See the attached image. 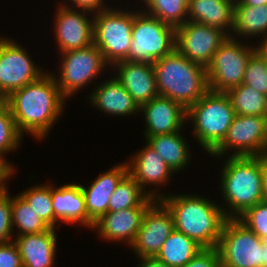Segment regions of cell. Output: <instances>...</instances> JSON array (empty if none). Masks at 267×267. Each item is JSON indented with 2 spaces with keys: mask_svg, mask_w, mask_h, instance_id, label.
Here are the masks:
<instances>
[{
  "mask_svg": "<svg viewBox=\"0 0 267 267\" xmlns=\"http://www.w3.org/2000/svg\"><path fill=\"white\" fill-rule=\"evenodd\" d=\"M65 100L53 73L47 72L38 80L12 92L5 98V104L22 136L25 132L42 140L61 117Z\"/></svg>",
  "mask_w": 267,
  "mask_h": 267,
  "instance_id": "6da1fadb",
  "label": "cell"
},
{
  "mask_svg": "<svg viewBox=\"0 0 267 267\" xmlns=\"http://www.w3.org/2000/svg\"><path fill=\"white\" fill-rule=\"evenodd\" d=\"M160 201L171 212L174 229L193 239L202 248H216L225 221L221 205L203 196L166 194Z\"/></svg>",
  "mask_w": 267,
  "mask_h": 267,
  "instance_id": "7a4b0ae2",
  "label": "cell"
},
{
  "mask_svg": "<svg viewBox=\"0 0 267 267\" xmlns=\"http://www.w3.org/2000/svg\"><path fill=\"white\" fill-rule=\"evenodd\" d=\"M152 64L158 94L186 110L209 90L206 67L191 62L176 49Z\"/></svg>",
  "mask_w": 267,
  "mask_h": 267,
  "instance_id": "3957f363",
  "label": "cell"
},
{
  "mask_svg": "<svg viewBox=\"0 0 267 267\" xmlns=\"http://www.w3.org/2000/svg\"><path fill=\"white\" fill-rule=\"evenodd\" d=\"M221 189L228 219H237L248 208L264 201L261 156H228L222 166ZM228 209V211H227Z\"/></svg>",
  "mask_w": 267,
  "mask_h": 267,
  "instance_id": "277c9868",
  "label": "cell"
},
{
  "mask_svg": "<svg viewBox=\"0 0 267 267\" xmlns=\"http://www.w3.org/2000/svg\"><path fill=\"white\" fill-rule=\"evenodd\" d=\"M235 116L228 95L211 90L186 110L193 135L209 155L223 142Z\"/></svg>",
  "mask_w": 267,
  "mask_h": 267,
  "instance_id": "5b68a950",
  "label": "cell"
},
{
  "mask_svg": "<svg viewBox=\"0 0 267 267\" xmlns=\"http://www.w3.org/2000/svg\"><path fill=\"white\" fill-rule=\"evenodd\" d=\"M222 267H267V241L238 219H227L216 247Z\"/></svg>",
  "mask_w": 267,
  "mask_h": 267,
  "instance_id": "8992f818",
  "label": "cell"
},
{
  "mask_svg": "<svg viewBox=\"0 0 267 267\" xmlns=\"http://www.w3.org/2000/svg\"><path fill=\"white\" fill-rule=\"evenodd\" d=\"M175 50V27L134 10L128 62L153 63Z\"/></svg>",
  "mask_w": 267,
  "mask_h": 267,
  "instance_id": "52a82bcc",
  "label": "cell"
},
{
  "mask_svg": "<svg viewBox=\"0 0 267 267\" xmlns=\"http://www.w3.org/2000/svg\"><path fill=\"white\" fill-rule=\"evenodd\" d=\"M94 14L93 43L105 61L112 67L116 62L126 60L132 41L134 11L111 7Z\"/></svg>",
  "mask_w": 267,
  "mask_h": 267,
  "instance_id": "ba28073f",
  "label": "cell"
},
{
  "mask_svg": "<svg viewBox=\"0 0 267 267\" xmlns=\"http://www.w3.org/2000/svg\"><path fill=\"white\" fill-rule=\"evenodd\" d=\"M243 43L231 34L213 54L206 67L209 90L226 93L243 82L248 59L257 50Z\"/></svg>",
  "mask_w": 267,
  "mask_h": 267,
  "instance_id": "9c48e42d",
  "label": "cell"
},
{
  "mask_svg": "<svg viewBox=\"0 0 267 267\" xmlns=\"http://www.w3.org/2000/svg\"><path fill=\"white\" fill-rule=\"evenodd\" d=\"M61 58L59 78L53 75L66 99L89 85L109 65L94 43L85 48L61 53Z\"/></svg>",
  "mask_w": 267,
  "mask_h": 267,
  "instance_id": "30bf717a",
  "label": "cell"
},
{
  "mask_svg": "<svg viewBox=\"0 0 267 267\" xmlns=\"http://www.w3.org/2000/svg\"><path fill=\"white\" fill-rule=\"evenodd\" d=\"M261 156L267 153V117L236 115L223 142L210 154L219 157ZM229 150V151H228Z\"/></svg>",
  "mask_w": 267,
  "mask_h": 267,
  "instance_id": "8fae6325",
  "label": "cell"
},
{
  "mask_svg": "<svg viewBox=\"0 0 267 267\" xmlns=\"http://www.w3.org/2000/svg\"><path fill=\"white\" fill-rule=\"evenodd\" d=\"M29 55L14 40L0 37V95L4 99L45 74Z\"/></svg>",
  "mask_w": 267,
  "mask_h": 267,
  "instance_id": "7c38bea8",
  "label": "cell"
},
{
  "mask_svg": "<svg viewBox=\"0 0 267 267\" xmlns=\"http://www.w3.org/2000/svg\"><path fill=\"white\" fill-rule=\"evenodd\" d=\"M228 37L220 28L186 21L175 28V49L191 62L207 67Z\"/></svg>",
  "mask_w": 267,
  "mask_h": 267,
  "instance_id": "4fadbf2b",
  "label": "cell"
},
{
  "mask_svg": "<svg viewBox=\"0 0 267 267\" xmlns=\"http://www.w3.org/2000/svg\"><path fill=\"white\" fill-rule=\"evenodd\" d=\"M173 230L174 221L171 212L160 200H155L144 212L131 249L138 258L156 257Z\"/></svg>",
  "mask_w": 267,
  "mask_h": 267,
  "instance_id": "5bb4252c",
  "label": "cell"
},
{
  "mask_svg": "<svg viewBox=\"0 0 267 267\" xmlns=\"http://www.w3.org/2000/svg\"><path fill=\"white\" fill-rule=\"evenodd\" d=\"M91 12L71 9L61 3L55 15V41L61 53L93 44V18ZM92 19V20H90Z\"/></svg>",
  "mask_w": 267,
  "mask_h": 267,
  "instance_id": "9a60e30c",
  "label": "cell"
},
{
  "mask_svg": "<svg viewBox=\"0 0 267 267\" xmlns=\"http://www.w3.org/2000/svg\"><path fill=\"white\" fill-rule=\"evenodd\" d=\"M144 115L146 130L145 139L149 136L175 133L183 130L186 122V109L179 103L164 96H156L140 106Z\"/></svg>",
  "mask_w": 267,
  "mask_h": 267,
  "instance_id": "2e32d148",
  "label": "cell"
},
{
  "mask_svg": "<svg viewBox=\"0 0 267 267\" xmlns=\"http://www.w3.org/2000/svg\"><path fill=\"white\" fill-rule=\"evenodd\" d=\"M129 161L130 162H126L128 173L138 182L142 190L154 200L163 198L164 195L157 193L155 190L149 192L145 190L148 185H166V182L169 181L171 178L170 176L173 174V171L159 154L146 144V146L140 149L138 153L134 154Z\"/></svg>",
  "mask_w": 267,
  "mask_h": 267,
  "instance_id": "e0dca14e",
  "label": "cell"
},
{
  "mask_svg": "<svg viewBox=\"0 0 267 267\" xmlns=\"http://www.w3.org/2000/svg\"><path fill=\"white\" fill-rule=\"evenodd\" d=\"M116 79L140 107L158 96L153 64L122 60L112 65Z\"/></svg>",
  "mask_w": 267,
  "mask_h": 267,
  "instance_id": "ac0fdd59",
  "label": "cell"
},
{
  "mask_svg": "<svg viewBox=\"0 0 267 267\" xmlns=\"http://www.w3.org/2000/svg\"><path fill=\"white\" fill-rule=\"evenodd\" d=\"M148 207H132L119 211H108L102 215L92 227L101 239L109 242L123 241L131 246L137 236L144 212Z\"/></svg>",
  "mask_w": 267,
  "mask_h": 267,
  "instance_id": "d6986e66",
  "label": "cell"
},
{
  "mask_svg": "<svg viewBox=\"0 0 267 267\" xmlns=\"http://www.w3.org/2000/svg\"><path fill=\"white\" fill-rule=\"evenodd\" d=\"M52 206L55 214V228L60 221L67 224L79 223L92 229L94 222L88 217L85 197L80 184H64L54 187L51 184Z\"/></svg>",
  "mask_w": 267,
  "mask_h": 267,
  "instance_id": "ffe728a7",
  "label": "cell"
},
{
  "mask_svg": "<svg viewBox=\"0 0 267 267\" xmlns=\"http://www.w3.org/2000/svg\"><path fill=\"white\" fill-rule=\"evenodd\" d=\"M128 173L127 163L123 162L101 173L90 186L81 185L85 197L88 217L96 222L108 212L109 200L120 180Z\"/></svg>",
  "mask_w": 267,
  "mask_h": 267,
  "instance_id": "44dd1931",
  "label": "cell"
},
{
  "mask_svg": "<svg viewBox=\"0 0 267 267\" xmlns=\"http://www.w3.org/2000/svg\"><path fill=\"white\" fill-rule=\"evenodd\" d=\"M15 238L13 240L19 249L23 267H54L57 249L55 228Z\"/></svg>",
  "mask_w": 267,
  "mask_h": 267,
  "instance_id": "7402d4cb",
  "label": "cell"
},
{
  "mask_svg": "<svg viewBox=\"0 0 267 267\" xmlns=\"http://www.w3.org/2000/svg\"><path fill=\"white\" fill-rule=\"evenodd\" d=\"M88 96L90 103L101 112L114 116H132L139 113L140 107L126 91L123 85L113 76L105 80Z\"/></svg>",
  "mask_w": 267,
  "mask_h": 267,
  "instance_id": "603a6c76",
  "label": "cell"
},
{
  "mask_svg": "<svg viewBox=\"0 0 267 267\" xmlns=\"http://www.w3.org/2000/svg\"><path fill=\"white\" fill-rule=\"evenodd\" d=\"M234 3L226 0H189L187 21L220 28L229 36L233 28Z\"/></svg>",
  "mask_w": 267,
  "mask_h": 267,
  "instance_id": "cb8c5ba5",
  "label": "cell"
},
{
  "mask_svg": "<svg viewBox=\"0 0 267 267\" xmlns=\"http://www.w3.org/2000/svg\"><path fill=\"white\" fill-rule=\"evenodd\" d=\"M145 140L165 161L174 174L186 168L189 164L188 162L191 161L190 150L181 131L149 136Z\"/></svg>",
  "mask_w": 267,
  "mask_h": 267,
  "instance_id": "d4e9b609",
  "label": "cell"
},
{
  "mask_svg": "<svg viewBox=\"0 0 267 267\" xmlns=\"http://www.w3.org/2000/svg\"><path fill=\"white\" fill-rule=\"evenodd\" d=\"M231 33L247 39L251 36L267 38V4L258 6L234 5Z\"/></svg>",
  "mask_w": 267,
  "mask_h": 267,
  "instance_id": "484cf974",
  "label": "cell"
},
{
  "mask_svg": "<svg viewBox=\"0 0 267 267\" xmlns=\"http://www.w3.org/2000/svg\"><path fill=\"white\" fill-rule=\"evenodd\" d=\"M202 249L193 239L174 229L164 241L156 258L170 267H182Z\"/></svg>",
  "mask_w": 267,
  "mask_h": 267,
  "instance_id": "4316f807",
  "label": "cell"
},
{
  "mask_svg": "<svg viewBox=\"0 0 267 267\" xmlns=\"http://www.w3.org/2000/svg\"><path fill=\"white\" fill-rule=\"evenodd\" d=\"M154 201L142 190L138 182L127 173L112 193L108 211H119L132 207H149Z\"/></svg>",
  "mask_w": 267,
  "mask_h": 267,
  "instance_id": "83f0119b",
  "label": "cell"
},
{
  "mask_svg": "<svg viewBox=\"0 0 267 267\" xmlns=\"http://www.w3.org/2000/svg\"><path fill=\"white\" fill-rule=\"evenodd\" d=\"M236 115L267 117V96L241 83L226 92Z\"/></svg>",
  "mask_w": 267,
  "mask_h": 267,
  "instance_id": "f1b7e54d",
  "label": "cell"
},
{
  "mask_svg": "<svg viewBox=\"0 0 267 267\" xmlns=\"http://www.w3.org/2000/svg\"><path fill=\"white\" fill-rule=\"evenodd\" d=\"M11 208L12 228L18 229L15 236L41 233L51 228L19 194L11 197Z\"/></svg>",
  "mask_w": 267,
  "mask_h": 267,
  "instance_id": "f546056e",
  "label": "cell"
},
{
  "mask_svg": "<svg viewBox=\"0 0 267 267\" xmlns=\"http://www.w3.org/2000/svg\"><path fill=\"white\" fill-rule=\"evenodd\" d=\"M188 3L189 0H144V12L176 28L187 21Z\"/></svg>",
  "mask_w": 267,
  "mask_h": 267,
  "instance_id": "4dcf8cb0",
  "label": "cell"
},
{
  "mask_svg": "<svg viewBox=\"0 0 267 267\" xmlns=\"http://www.w3.org/2000/svg\"><path fill=\"white\" fill-rule=\"evenodd\" d=\"M33 210L51 227L55 228V214L52 206L51 184L27 188L19 194Z\"/></svg>",
  "mask_w": 267,
  "mask_h": 267,
  "instance_id": "1f68e13d",
  "label": "cell"
},
{
  "mask_svg": "<svg viewBox=\"0 0 267 267\" xmlns=\"http://www.w3.org/2000/svg\"><path fill=\"white\" fill-rule=\"evenodd\" d=\"M23 136L18 131L9 107L4 104L0 108V157L19 148Z\"/></svg>",
  "mask_w": 267,
  "mask_h": 267,
  "instance_id": "d6a6232c",
  "label": "cell"
},
{
  "mask_svg": "<svg viewBox=\"0 0 267 267\" xmlns=\"http://www.w3.org/2000/svg\"><path fill=\"white\" fill-rule=\"evenodd\" d=\"M242 83L267 96V59L258 49L248 59Z\"/></svg>",
  "mask_w": 267,
  "mask_h": 267,
  "instance_id": "836d02e7",
  "label": "cell"
},
{
  "mask_svg": "<svg viewBox=\"0 0 267 267\" xmlns=\"http://www.w3.org/2000/svg\"><path fill=\"white\" fill-rule=\"evenodd\" d=\"M249 230L256 233L263 241H267V202H258L248 208L237 218Z\"/></svg>",
  "mask_w": 267,
  "mask_h": 267,
  "instance_id": "e575fe53",
  "label": "cell"
},
{
  "mask_svg": "<svg viewBox=\"0 0 267 267\" xmlns=\"http://www.w3.org/2000/svg\"><path fill=\"white\" fill-rule=\"evenodd\" d=\"M12 227L11 196L7 189L0 193V245L13 240Z\"/></svg>",
  "mask_w": 267,
  "mask_h": 267,
  "instance_id": "d590c367",
  "label": "cell"
},
{
  "mask_svg": "<svg viewBox=\"0 0 267 267\" xmlns=\"http://www.w3.org/2000/svg\"><path fill=\"white\" fill-rule=\"evenodd\" d=\"M221 259L216 248H203L182 267H221Z\"/></svg>",
  "mask_w": 267,
  "mask_h": 267,
  "instance_id": "8d00e7d4",
  "label": "cell"
},
{
  "mask_svg": "<svg viewBox=\"0 0 267 267\" xmlns=\"http://www.w3.org/2000/svg\"><path fill=\"white\" fill-rule=\"evenodd\" d=\"M0 267H23L19 249L14 241L0 245Z\"/></svg>",
  "mask_w": 267,
  "mask_h": 267,
  "instance_id": "74e56055",
  "label": "cell"
},
{
  "mask_svg": "<svg viewBox=\"0 0 267 267\" xmlns=\"http://www.w3.org/2000/svg\"><path fill=\"white\" fill-rule=\"evenodd\" d=\"M70 1V0H68ZM71 6L70 5H66L68 4L66 3H62L65 4L63 6L71 8V9H78V10H85L88 12H92L93 15L94 13H98L101 12L102 10L108 9L110 8V6L105 5V0H71ZM73 4V5H72ZM75 6V7H73Z\"/></svg>",
  "mask_w": 267,
  "mask_h": 267,
  "instance_id": "f35d334b",
  "label": "cell"
},
{
  "mask_svg": "<svg viewBox=\"0 0 267 267\" xmlns=\"http://www.w3.org/2000/svg\"><path fill=\"white\" fill-rule=\"evenodd\" d=\"M14 165L0 157V193L7 190V180L14 174Z\"/></svg>",
  "mask_w": 267,
  "mask_h": 267,
  "instance_id": "ab89813d",
  "label": "cell"
},
{
  "mask_svg": "<svg viewBox=\"0 0 267 267\" xmlns=\"http://www.w3.org/2000/svg\"><path fill=\"white\" fill-rule=\"evenodd\" d=\"M138 267H170L165 262L160 261L156 257H140Z\"/></svg>",
  "mask_w": 267,
  "mask_h": 267,
  "instance_id": "60d3db41",
  "label": "cell"
},
{
  "mask_svg": "<svg viewBox=\"0 0 267 267\" xmlns=\"http://www.w3.org/2000/svg\"><path fill=\"white\" fill-rule=\"evenodd\" d=\"M262 188L263 199L267 202V153L262 155Z\"/></svg>",
  "mask_w": 267,
  "mask_h": 267,
  "instance_id": "b9f144b4",
  "label": "cell"
},
{
  "mask_svg": "<svg viewBox=\"0 0 267 267\" xmlns=\"http://www.w3.org/2000/svg\"><path fill=\"white\" fill-rule=\"evenodd\" d=\"M267 4V0H239L234 5H249V6H258Z\"/></svg>",
  "mask_w": 267,
  "mask_h": 267,
  "instance_id": "7bdbcfd3",
  "label": "cell"
},
{
  "mask_svg": "<svg viewBox=\"0 0 267 267\" xmlns=\"http://www.w3.org/2000/svg\"><path fill=\"white\" fill-rule=\"evenodd\" d=\"M257 49L267 59V38L262 39V43L257 46Z\"/></svg>",
  "mask_w": 267,
  "mask_h": 267,
  "instance_id": "ee69618b",
  "label": "cell"
},
{
  "mask_svg": "<svg viewBox=\"0 0 267 267\" xmlns=\"http://www.w3.org/2000/svg\"><path fill=\"white\" fill-rule=\"evenodd\" d=\"M5 104V99L0 95V108Z\"/></svg>",
  "mask_w": 267,
  "mask_h": 267,
  "instance_id": "f6af8a7d",
  "label": "cell"
},
{
  "mask_svg": "<svg viewBox=\"0 0 267 267\" xmlns=\"http://www.w3.org/2000/svg\"><path fill=\"white\" fill-rule=\"evenodd\" d=\"M226 1H230V2H232L234 4H236L239 0H226Z\"/></svg>",
  "mask_w": 267,
  "mask_h": 267,
  "instance_id": "bcb514c9",
  "label": "cell"
}]
</instances>
